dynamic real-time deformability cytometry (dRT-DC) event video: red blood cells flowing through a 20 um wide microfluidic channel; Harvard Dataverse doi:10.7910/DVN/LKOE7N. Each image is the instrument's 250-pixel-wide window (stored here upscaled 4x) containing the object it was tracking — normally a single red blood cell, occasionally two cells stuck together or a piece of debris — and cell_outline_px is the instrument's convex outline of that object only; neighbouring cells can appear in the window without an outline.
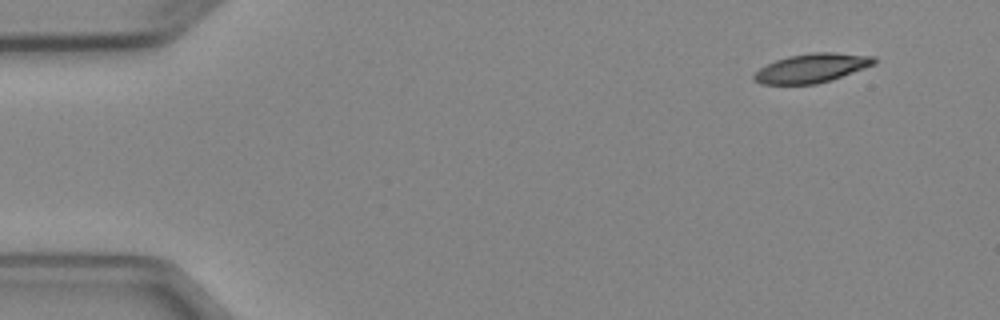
{"species": "Egyptian fruit bat (a non-hibernating species)", "species_latin": "Rousettus aegyptiacus", "temperature_condition": "cold", "stored_images_in_passage": 4, "camera_frame_rate_fps": 3000, "um_per_image_px": 0.085, "animal": {"sex": "female"}, "frame": {"image": 1, "passage_image": 1, "time_ms": 0.0, "image_size_px": [1000, 320], "cell_outline_px": [[876, 64], [816, 84], [760, 84], [752, 80], [752, 76], [760, 68], [776, 60], [788, 56], [812, 52], [832, 52], [876, 56]], "centroid_in_image_um": [68.98, 5.78], "position_along_channel_um": 16.0, "area_um2": 20.17}}
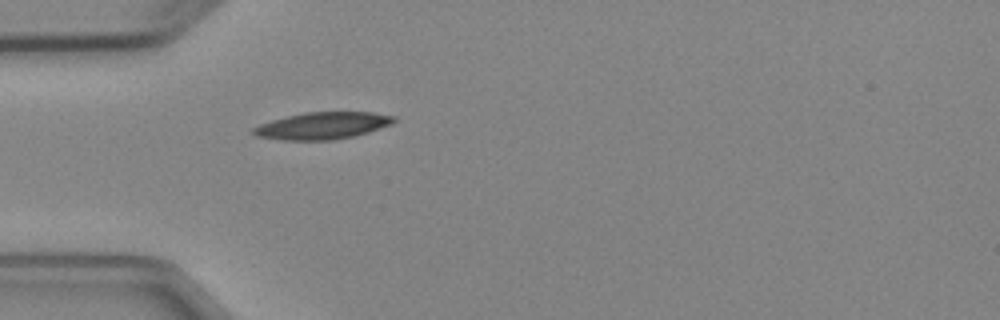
{"frame": {"image": 2, "passage_image": 4, "time_ms": 3.667, "image_size_px": [1000, 320], "cell_outline_px": [[396, 120], [392, 124], [368, 132], [352, 136], [332, 140], [284, 140], [256, 136], [252, 132], [252, 128], [260, 124], [272, 120], [304, 112], [372, 112], [396, 116]], "centroid_in_image_um": [27.43, 10.68], "position_along_channel_um": 57.6, "area_um2": 22.02}}